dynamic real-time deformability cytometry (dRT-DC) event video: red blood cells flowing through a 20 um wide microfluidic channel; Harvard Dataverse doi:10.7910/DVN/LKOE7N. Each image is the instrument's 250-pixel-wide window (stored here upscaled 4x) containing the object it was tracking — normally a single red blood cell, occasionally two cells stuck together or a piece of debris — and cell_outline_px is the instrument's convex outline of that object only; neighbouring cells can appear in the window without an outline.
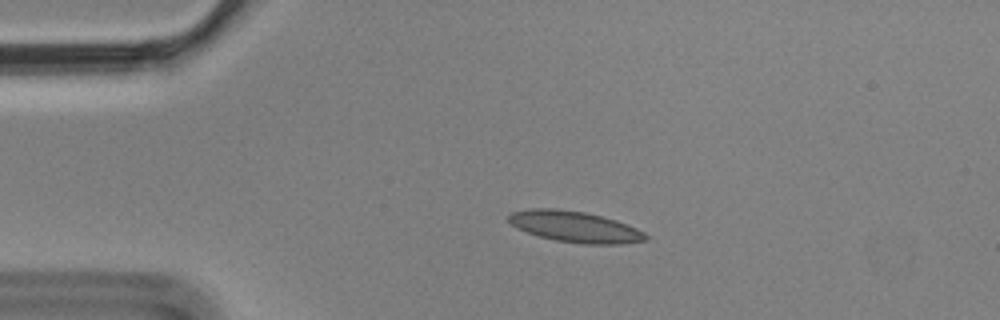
{"species": "Egyptian fruit bat (a non-hibernating species)", "species_latin": "Rousettus aegyptiacus", "temperature_condition": "cold", "stored_images_in_passage": 5, "camera_frame_rate_fps": 3000, "um_per_image_px": 0.085, "animal": {"sex": "male"}, "frame": {"image": 1, "passage_image": 4, "time_ms": 1.0, "image_size_px": [1000, 320], "cell_outline_px": [[648, 240], [620, 244], [584, 244], [556, 240], [540, 236], [516, 228], [508, 220], [508, 216], [512, 212], [532, 208], [556, 208], [584, 212], [616, 220], [636, 228], [644, 232], [648, 236]], "centroid_in_image_um": [48.88, 19.27], "position_along_channel_um": 36.1, "area_um2": 24.62}}